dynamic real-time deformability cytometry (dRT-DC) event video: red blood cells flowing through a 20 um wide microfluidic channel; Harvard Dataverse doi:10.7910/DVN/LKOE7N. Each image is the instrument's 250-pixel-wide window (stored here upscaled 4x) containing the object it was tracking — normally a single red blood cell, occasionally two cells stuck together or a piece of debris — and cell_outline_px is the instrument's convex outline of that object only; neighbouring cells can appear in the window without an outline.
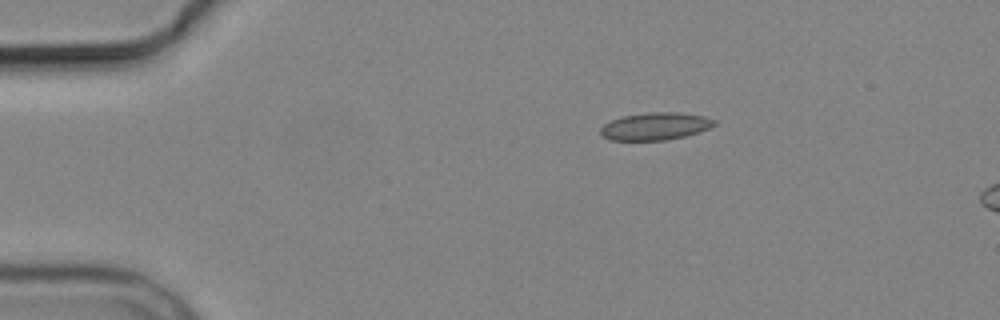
{"species": "common noctule bat (a hibernating species)", "species_latin": "Nyctalus noctula", "temperature_condition": "cold", "stored_images_in_passage": 3, "camera_frame_rate_fps": 3000, "um_per_image_px": 0.085, "animal": {"sex": "male", "body_mass_g": 19.2, "forearm_length_mm": 51.8}, "frame": {"image": 1, "passage_image": 1, "time_ms": 0.0, "image_size_px": [1000, 320], "cell_outline_px": [[716, 124], [708, 128], [684, 136], [664, 140], [608, 140], [600, 136], [600, 128], [604, 124], [612, 120], [624, 116], [652, 112], [680, 112], [704, 116], [716, 120]], "centroid_in_image_um": [55.67, 10.73], "position_along_channel_um": 29.3, "area_um2": 18.09}}